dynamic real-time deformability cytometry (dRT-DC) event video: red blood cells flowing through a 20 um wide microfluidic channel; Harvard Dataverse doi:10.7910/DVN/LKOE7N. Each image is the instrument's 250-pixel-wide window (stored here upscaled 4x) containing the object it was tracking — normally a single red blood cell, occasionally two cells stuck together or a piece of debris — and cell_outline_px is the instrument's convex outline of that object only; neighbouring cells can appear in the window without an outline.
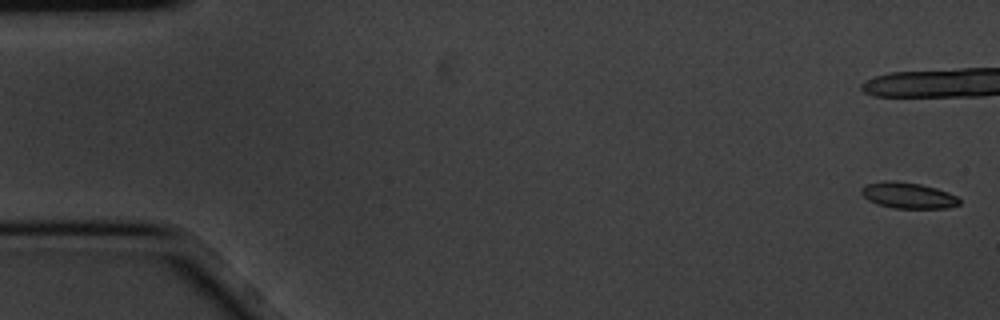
{"species": "common noctule bat (a hibernating species)", "species_latin": "Nyctalus noctula", "temperature_condition": "cold", "stored_images_in_passage": 6, "camera_frame_rate_fps": 3000, "um_per_image_px": 0.085, "animal": {"sex": "male", "body_mass_g": 20.1, "forearm_length_mm": 53.5}, "frame": {"image": 1, "passage_image": 1, "time_ms": 0.0, "image_size_px": [1000, 320], "cell_outline_px": [[960, 204], [948, 208], [892, 208], [876, 204], [868, 200], [860, 192], [860, 188], [864, 184], [884, 180], [896, 180], [920, 184], [936, 188], [948, 192], [956, 196], [960, 200]], "centroid_in_image_um": [77.14, 16.6], "position_along_channel_um": 7.9, "area_um2": 15.09}}